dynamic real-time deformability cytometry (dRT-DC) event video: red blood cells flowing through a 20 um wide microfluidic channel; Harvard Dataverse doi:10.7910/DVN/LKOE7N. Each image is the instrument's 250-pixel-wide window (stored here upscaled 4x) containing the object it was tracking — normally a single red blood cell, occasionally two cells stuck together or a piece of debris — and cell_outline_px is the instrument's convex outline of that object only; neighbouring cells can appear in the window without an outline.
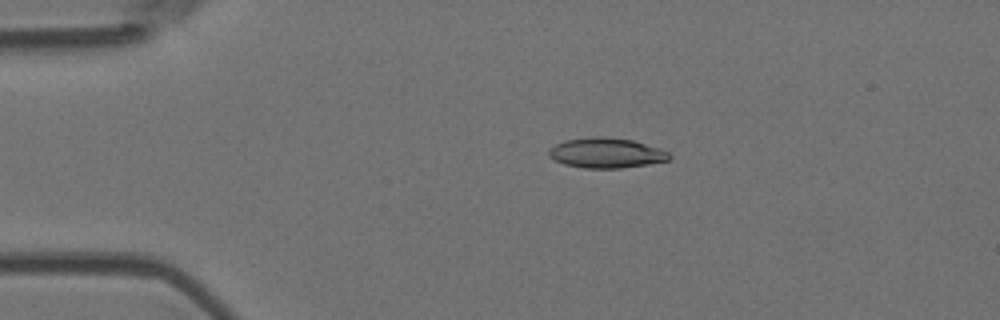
{"species": "Egyptian fruit bat (a non-hibernating species)", "species_latin": "Rousettus aegyptiacus", "temperature_condition": "room temperature", "stored_images_in_passage": 56, "camera_frame_rate_fps": 3000, "um_per_image_px": 0.085, "animal": {"sex": "female"}, "frame": {"image": 1, "passage_image": 11, "time_ms": 3.333, "image_size_px": [1000, 320], "cell_outline_px": [[672, 156], [668, 160], [648, 164], [620, 168], [584, 168], [564, 164], [548, 156], [548, 152], [556, 144], [564, 140], [592, 136], [600, 136], [632, 140], [660, 148], [668, 152]], "centroid_in_image_um": [51.53, 12.99], "position_along_channel_um": 33.5, "area_um2": 21.04}}
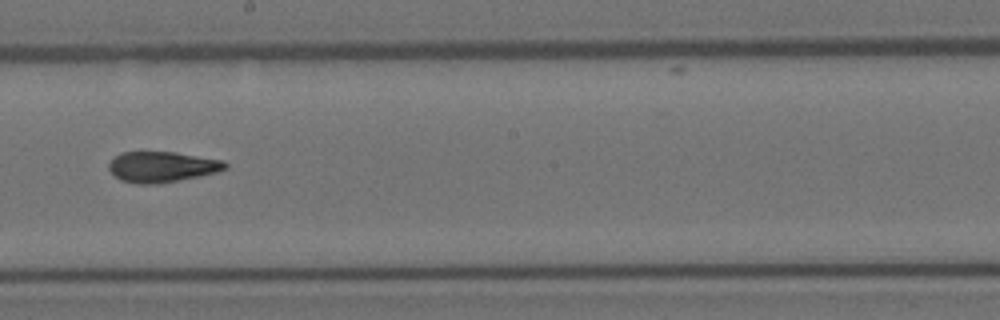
{"frame": {"image": 2, "passage_image": 31, "time_ms": 10.0, "image_size_px": [1000, 320], "cell_outline_px": [[228, 168], [216, 172], [200, 176], [156, 184], [136, 184], [120, 180], [108, 168], [108, 164], [120, 152], [176, 152], [224, 160], [228, 164]], "centroid_in_image_um": [13.79, 14.18], "position_along_channel_um": 234.4, "area_um2": 20.81}}
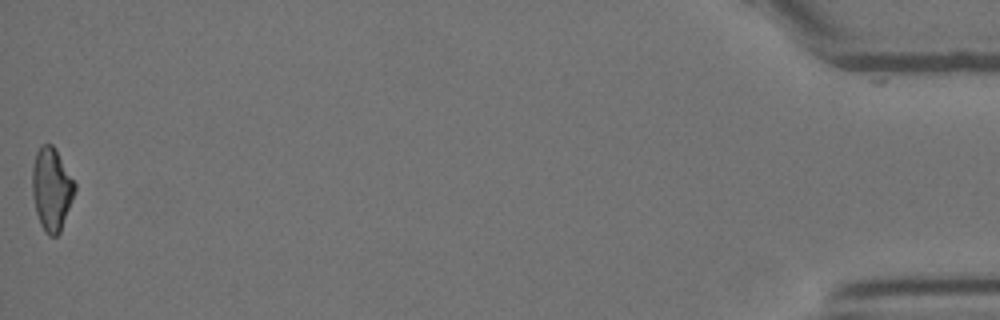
{"frame": {"image": 3, "passage_image": 55, "time_ms": 18.0, "image_size_px": [1000, 320], "cell_outline_px": [[76, 188], [60, 232], [56, 236], [48, 236], [44, 232], [40, 224], [36, 212], [32, 196], [32, 168], [36, 152], [44, 144], [52, 144], [56, 148], [76, 184]], "centroid_in_image_um": [4.37, 16.08], "position_along_channel_um": 430.8, "area_um2": 20.52}, "authors_computed_cell_mechanics": {"area_um2": 20.7502, "velocity_mm_per_s": 3.6634, "shape_relaxation_time_tau1_ms": 10.0431, "shape_relaxation_time_tau2_ms": 3.2314, "deformation_change_tau1": 0.2294, "deformation_change_tau2": 0.1044}}